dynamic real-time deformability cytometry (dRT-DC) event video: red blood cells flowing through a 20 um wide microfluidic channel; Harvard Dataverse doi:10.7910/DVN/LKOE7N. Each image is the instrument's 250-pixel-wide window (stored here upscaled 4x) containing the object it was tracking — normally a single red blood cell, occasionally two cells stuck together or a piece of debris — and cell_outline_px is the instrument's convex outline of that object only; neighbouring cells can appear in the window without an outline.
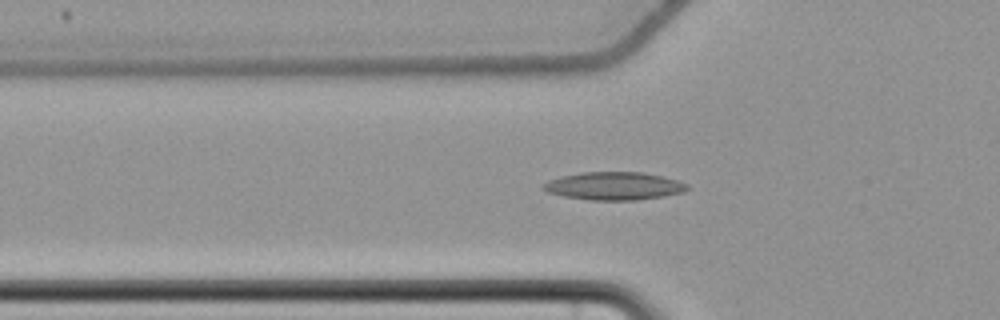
{"species": "common noctule bat (a hibernating species)", "species_latin": "Nyctalus noctula", "temperature_condition": "cold", "stored_images_in_passage": 39, "camera_frame_rate_fps": 3000, "um_per_image_px": 0.085, "animal": {"sex": "female", "body_mass_g": 22.7, "forearm_length_mm": 54.2}, "frame": {"image": 1, "passage_image": 6, "time_ms": 1.667, "image_size_px": [1000, 320], "cell_outline_px": [[688, 188], [684, 192], [664, 196], [636, 200], [588, 200], [564, 196], [548, 192], [544, 188], [544, 184], [548, 180], [560, 176], [580, 172], [644, 172], [676, 180], [688, 184]], "centroid_in_image_um": [52.19, 15.8], "position_along_channel_um": 73.6, "area_um2": 23.35}}
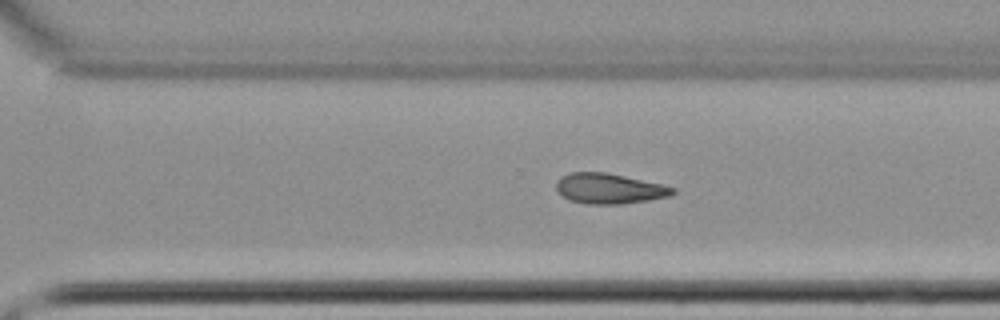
{"frame": {"image": 2, "passage_image": 26, "time_ms": 8.333, "image_size_px": [1000, 320], "cell_outline_px": [[676, 192], [668, 196], [648, 200], [624, 204], [588, 204], [568, 200], [556, 188], [556, 180], [560, 176], [568, 172], [608, 172], [660, 184], [676, 188]], "centroid_in_image_um": [51.75, 16.02], "position_along_channel_um": 318.8, "area_um2": 20.63}}
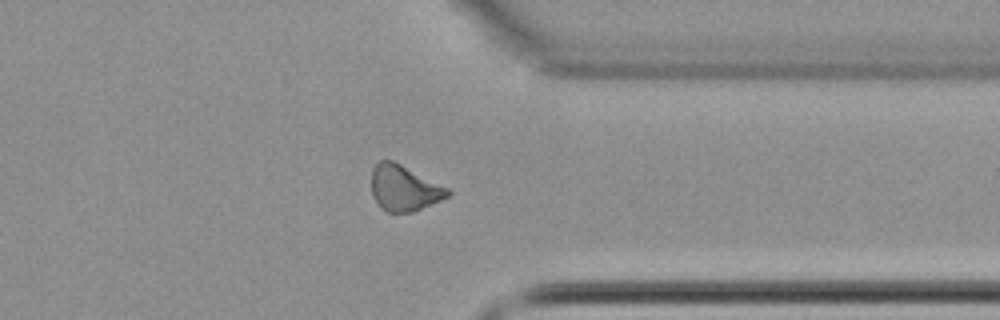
{"frame": {"image": 3, "passage_image": 31, "time_ms": 10.0, "image_size_px": [1000, 320], "cell_outline_px": [[452, 192], [448, 196], [440, 200], [412, 212], [388, 212], [372, 196], [372, 168], [380, 160], [392, 160], [448, 188]], "centroid_in_image_um": [34.34, 15.98], "position_along_channel_um": 377.1, "area_um2": 19.83}}